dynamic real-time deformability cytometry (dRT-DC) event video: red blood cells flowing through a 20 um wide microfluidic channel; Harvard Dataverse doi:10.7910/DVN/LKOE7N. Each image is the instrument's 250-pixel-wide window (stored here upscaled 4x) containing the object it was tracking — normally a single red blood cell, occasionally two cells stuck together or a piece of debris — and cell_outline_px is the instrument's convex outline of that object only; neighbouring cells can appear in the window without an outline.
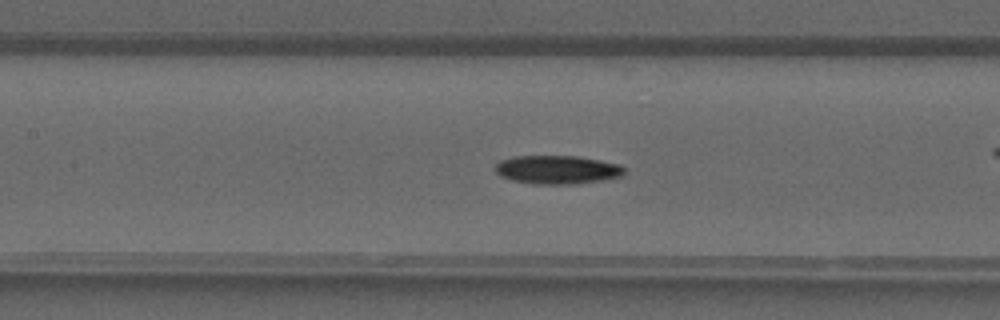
{"species": "common noctule bat (a hibernating species)", "species_latin": "Nyctalus noctula", "temperature_condition": "warm", "stored_images_in_passage": 41, "camera_frame_rate_fps": 3000, "um_per_image_px": 0.085, "animal": {"sex": "male", "forearm_length_mm": 52.5}, "frame": {"image": 1, "passage_image": 18, "time_ms": 5.667, "image_size_px": [1000, 320], "cell_outline_px": [[624, 176], [604, 180], [580, 184], [532, 184], [512, 180], [500, 176], [496, 172], [496, 164], [500, 160], [516, 156], [576, 156], [600, 160], [620, 164], [624, 168]], "centroid_in_image_um": [47.4, 14.43], "position_along_channel_um": 160.0, "area_um2": 21.68}}
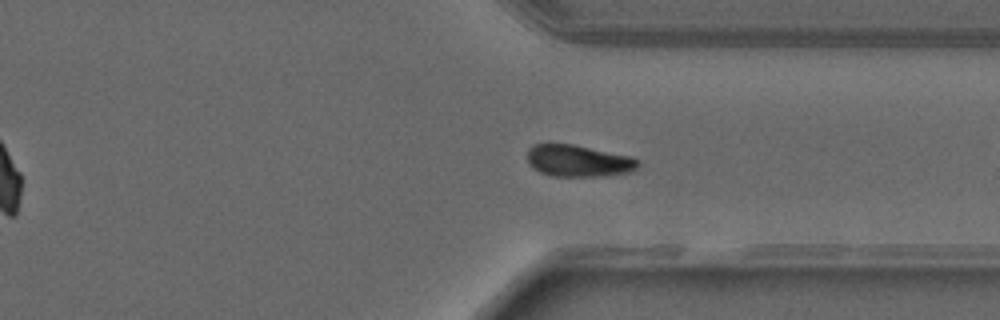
{"frame": {"image": 2, "passage_image": 30, "time_ms": 9.667, "image_size_px": [1000, 320], "cell_outline_px": [[640, 164], [632, 172], [600, 176], [552, 176], [540, 172], [528, 164], [528, 148], [536, 144], [572, 144], [632, 156], [640, 160]], "centroid_in_image_um": [49.19, 13.67], "position_along_channel_um": 362.2, "area_um2": 20.58}}